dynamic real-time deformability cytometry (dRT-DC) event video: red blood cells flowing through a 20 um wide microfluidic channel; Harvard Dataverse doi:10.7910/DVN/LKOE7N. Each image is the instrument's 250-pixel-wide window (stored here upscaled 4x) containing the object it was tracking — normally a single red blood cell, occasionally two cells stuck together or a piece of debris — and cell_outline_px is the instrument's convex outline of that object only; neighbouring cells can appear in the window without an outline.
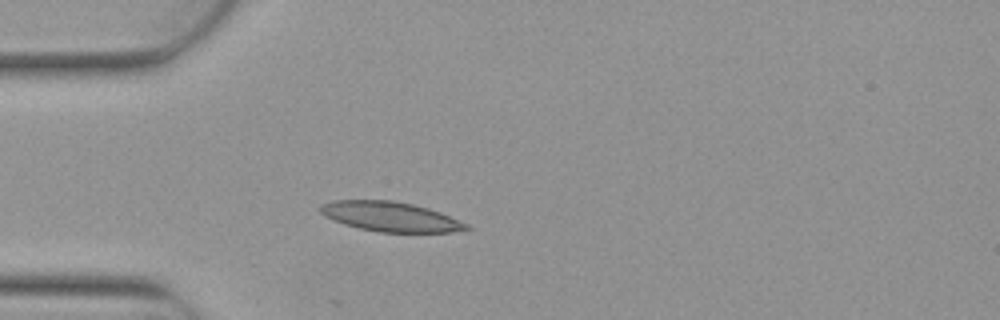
{"species": "Egyptian fruit bat (a non-hibernating species)", "species_latin": "Rousettus aegyptiacus", "temperature_condition": "warm", "stored_images_in_passage": 4, "camera_frame_rate_fps": 3000, "um_per_image_px": 0.085, "animal": {"sex": "female"}, "frame": {"image": 1, "passage_image": 4, "time_ms": 1.0, "image_size_px": [1000, 320], "cell_outline_px": [[472, 228], [452, 232], [376, 232], [344, 224], [332, 220], [324, 216], [320, 212], [320, 204], [332, 200], [392, 200], [412, 204], [428, 208], [440, 212], [468, 224]], "centroid_in_image_um": [33.15, 18.41], "position_along_channel_um": 51.8, "area_um2": 25.32}}